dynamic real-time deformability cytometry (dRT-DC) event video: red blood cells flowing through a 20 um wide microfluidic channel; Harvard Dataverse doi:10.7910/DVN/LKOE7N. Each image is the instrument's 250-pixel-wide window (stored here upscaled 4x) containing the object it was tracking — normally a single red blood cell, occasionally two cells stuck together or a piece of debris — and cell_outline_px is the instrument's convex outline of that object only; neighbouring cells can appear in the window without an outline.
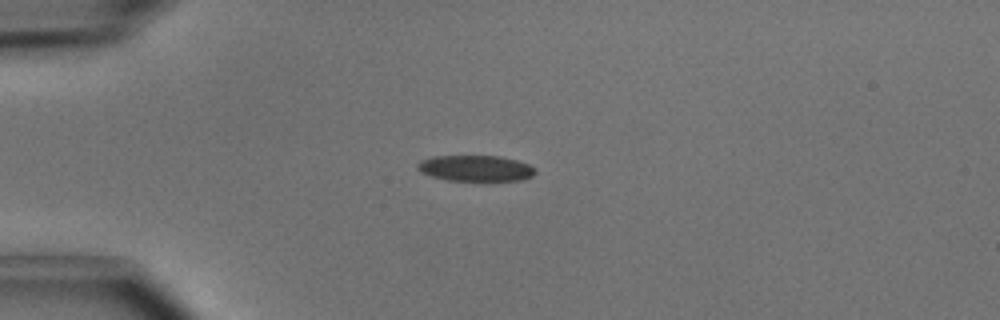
{"species": "common noctule bat (a hibernating species)", "species_latin": "Nyctalus noctula", "temperature_condition": "cold", "stored_images_in_passage": 4, "camera_frame_rate_fps": 3000, "um_per_image_px": 0.085, "animal": {"sex": "male", "body_mass_g": 15.6}, "frame": {"image": 1, "passage_image": 1, "time_ms": 0.0, "image_size_px": [1000, 320], "cell_outline_px": [[536, 172], [532, 176], [520, 180], [484, 184], [448, 180], [432, 176], [420, 172], [416, 168], [416, 164], [420, 160], [432, 156], [500, 156], [516, 160], [528, 164], [536, 168]], "centroid_in_image_um": [40.44, 14.35], "position_along_channel_um": 44.6, "area_um2": 18.79}}